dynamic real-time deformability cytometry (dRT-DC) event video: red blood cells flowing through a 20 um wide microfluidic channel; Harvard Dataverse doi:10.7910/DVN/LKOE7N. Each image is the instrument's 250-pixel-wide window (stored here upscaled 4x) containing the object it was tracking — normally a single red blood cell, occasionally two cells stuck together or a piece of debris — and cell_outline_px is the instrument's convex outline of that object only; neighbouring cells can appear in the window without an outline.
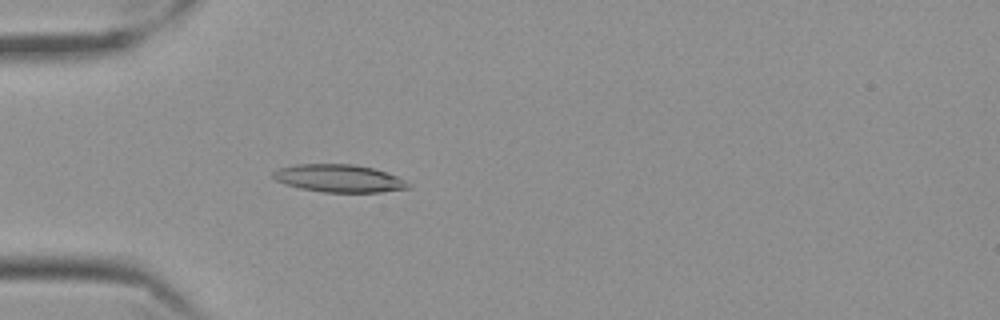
{"species": "Egyptian fruit bat (a non-hibernating species)", "species_latin": "Rousettus aegyptiacus", "temperature_condition": "cold", "stored_images_in_passage": 57, "camera_frame_rate_fps": 3000, "um_per_image_px": 0.085, "frame": {"image": 1, "passage_image": 17, "time_ms": 5.333, "image_size_px": [1000, 320], "cell_outline_px": [[412, 188], [380, 192], [324, 192], [300, 188], [276, 180], [272, 176], [272, 172], [280, 168], [296, 164], [352, 164], [372, 168], [396, 176], [412, 184]], "centroid_in_image_um": [28.84, 15.16], "position_along_channel_um": 56.2, "area_um2": 21.62}}
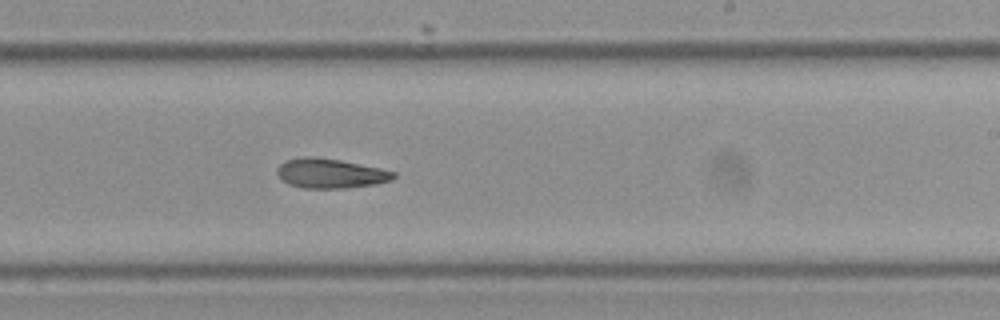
{"frame": {"image": 2, "passage_image": 35, "time_ms": 11.333, "image_size_px": [1000, 320], "cell_outline_px": [[396, 176], [392, 180], [376, 184], [344, 188], [304, 188], [288, 184], [276, 172], [276, 168], [284, 160], [304, 156], [308, 156], [340, 160], [380, 168], [396, 172]], "centroid_in_image_um": [28.08, 14.73], "position_along_channel_um": 260.9, "area_um2": 20.06}}
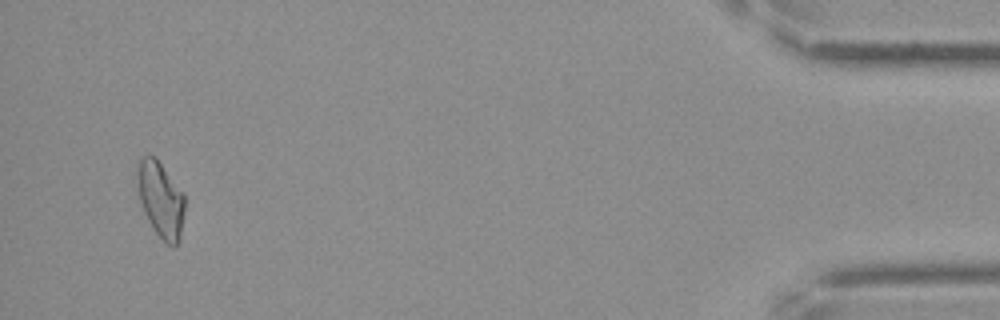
{"frame": {"image": 3, "passage_image": 55, "time_ms": 18.0, "image_size_px": [1000, 320], "cell_outline_px": [[184, 212], [180, 236], [176, 244], [168, 244], [156, 232], [148, 220], [140, 204], [136, 176], [136, 172], [140, 160], [144, 156], [152, 156], [160, 164], [184, 192]], "centroid_in_image_um": [13.65, 16.94], "position_along_channel_um": 421.6, "area_um2": 20.46}, "authors_computed_cell_mechanics": {"area_um2": 20.519, "velocity_mm_per_s": 3.5331, "shape_relaxation_time_tau1_ms": null, "shape_relaxation_time_tau2_ms": 4.2418, "deformation_change_tau1": null, "deformation_change_tau2": 0.1175}}